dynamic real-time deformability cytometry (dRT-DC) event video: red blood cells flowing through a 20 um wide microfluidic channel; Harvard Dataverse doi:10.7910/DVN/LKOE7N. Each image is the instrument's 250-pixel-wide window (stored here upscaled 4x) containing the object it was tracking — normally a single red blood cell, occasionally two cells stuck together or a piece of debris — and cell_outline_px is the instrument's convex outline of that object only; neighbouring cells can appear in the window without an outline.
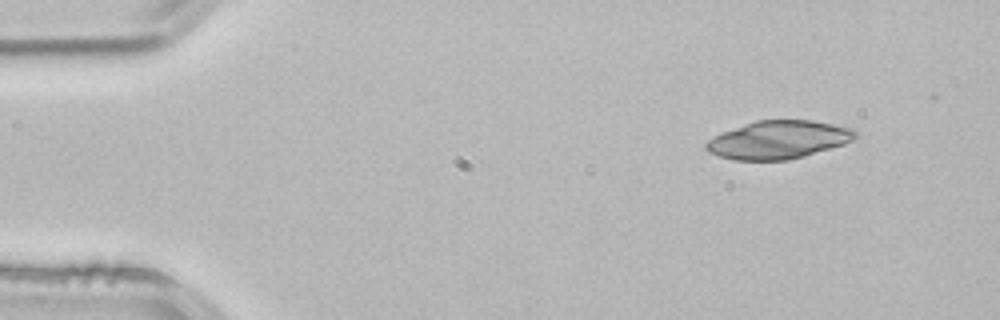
{"species": "common noctule bat (a hibernating species)", "species_latin": "Nyctalus noctula", "temperature_condition": "room temperature", "stored_images_in_passage": 3, "camera_frame_rate_fps": 3000, "um_per_image_px": 0.085, "animal": {"sex": "male", "body_mass_g": 21.5, "forearm_length_mm": 52.0}, "frame": {"image": 1, "passage_image": 3, "time_ms": 0.667, "image_size_px": [1000, 320], "cell_outline_px": [[860, 136], [844, 144], [804, 156], [788, 160], [732, 160], [708, 152], [704, 148], [704, 144], [708, 140], [724, 132], [744, 124], [756, 120], [812, 120], [856, 128], [860, 132]], "centroid_in_image_um": [66.23, 11.88], "position_along_channel_um": 18.8, "area_um2": 33.29}}